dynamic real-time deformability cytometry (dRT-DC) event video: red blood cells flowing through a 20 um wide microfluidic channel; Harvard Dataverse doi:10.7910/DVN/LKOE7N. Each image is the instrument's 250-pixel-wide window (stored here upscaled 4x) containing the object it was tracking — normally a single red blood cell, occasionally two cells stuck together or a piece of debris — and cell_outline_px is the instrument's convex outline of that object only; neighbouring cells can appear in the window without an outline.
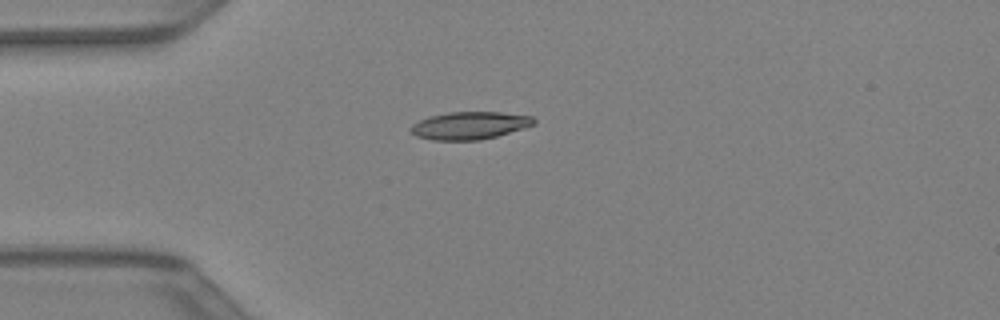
{"species": "Egyptian fruit bat (a non-hibernating species)", "species_latin": "Rousettus aegyptiacus", "temperature_condition": "warm", "stored_images_in_passage": 32, "camera_frame_rate_fps": 3000, "um_per_image_px": 0.085, "animal": {"sex": "female"}, "frame": {"image": 1, "passage_image": 1, "time_ms": 0.0, "image_size_px": [1000, 320], "cell_outline_px": [[536, 124], [524, 128], [496, 136], [480, 140], [432, 140], [416, 136], [408, 128], [412, 124], [428, 116], [448, 112], [500, 112], [532, 116], [536, 120]], "centroid_in_image_um": [39.91, 10.66], "position_along_channel_um": 45.1, "area_um2": 19.88}}
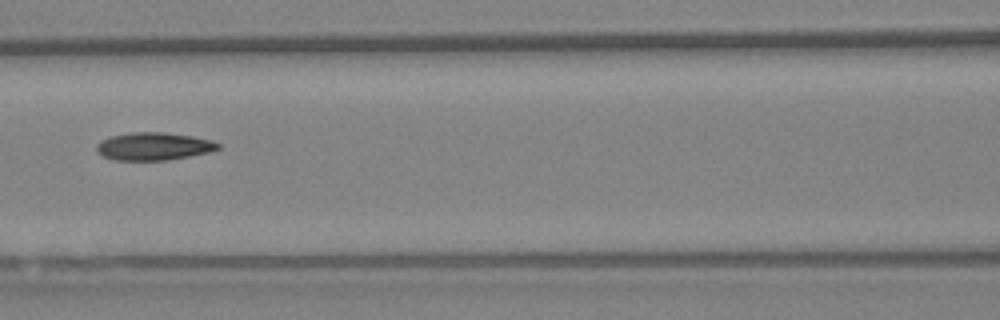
{"frame": {"image": 2, "passage_image": 9, "time_ms": 2.667, "image_size_px": [1000, 320], "cell_outline_px": [[220, 148], [208, 152], [188, 156], [164, 160], [116, 160], [104, 156], [96, 148], [96, 144], [100, 140], [112, 136], [132, 132], [164, 132], [192, 136], [212, 140], [220, 144]], "centroid_in_image_um": [13.07, 12.42], "position_along_channel_um": 153.5, "area_um2": 19.42}}
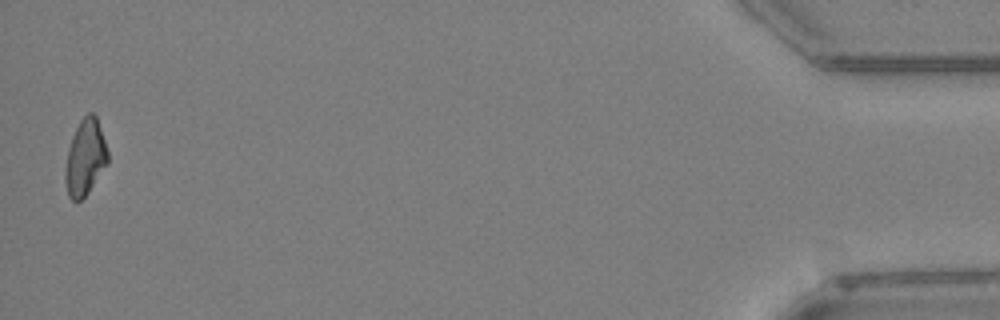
{"frame": {"image": 3, "passage_image": 32, "time_ms": 10.333, "image_size_px": [1000, 320], "cell_outline_px": [[108, 164], [88, 192], [80, 200], [72, 200], [68, 196], [64, 180], [64, 168], [68, 148], [72, 136], [80, 120], [88, 112], [92, 112], [96, 116], [108, 152]], "centroid_in_image_um": [7.22, 13.4], "position_along_channel_um": 428.0, "area_um2": 18.84}}